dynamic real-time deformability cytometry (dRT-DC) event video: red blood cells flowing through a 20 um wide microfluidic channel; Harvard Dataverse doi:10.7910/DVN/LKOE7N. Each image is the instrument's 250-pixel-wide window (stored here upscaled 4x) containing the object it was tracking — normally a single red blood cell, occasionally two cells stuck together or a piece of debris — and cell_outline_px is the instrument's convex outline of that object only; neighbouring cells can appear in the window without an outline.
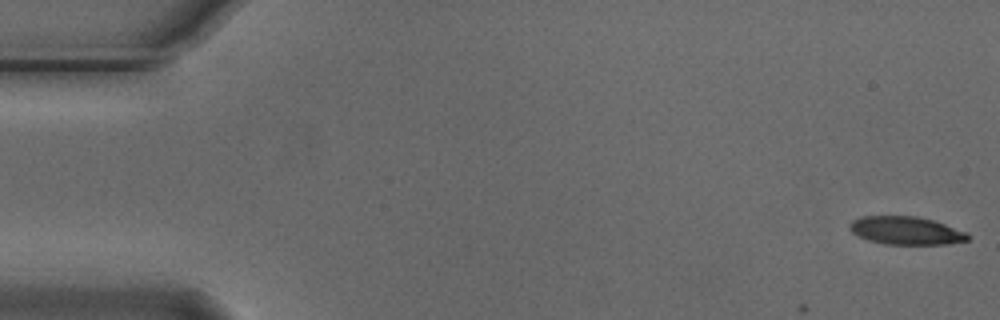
{"species": "Egyptian fruit bat (a non-hibernating species)", "species_latin": "Rousettus aegyptiacus", "temperature_condition": "cold", "stored_images_in_passage": 18, "camera_frame_rate_fps": 3000, "um_per_image_px": 0.085, "animal": {"sex": "male"}, "frame": {"image": 1, "passage_image": 1, "time_ms": 0.0, "image_size_px": [1000, 320], "cell_outline_px": [[972, 236], [968, 240], [948, 244], [884, 244], [868, 240], [852, 232], [848, 228], [848, 224], [852, 220], [860, 216], [916, 216], [932, 220], [968, 232]], "centroid_in_image_um": [77.01, 19.6], "position_along_channel_um": 8.0, "area_um2": 19.42}}
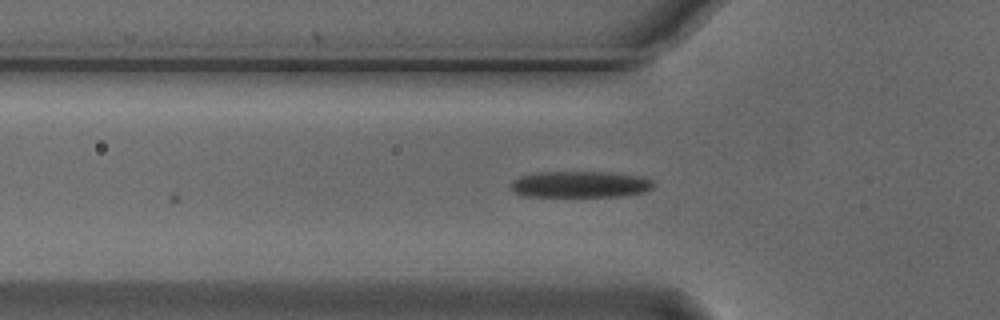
{"frame": {"image": 2, "passage_image": 18, "time_ms": 5.667, "image_size_px": [1000, 320], "cell_outline_px": [[652, 188], [644, 192], [620, 196], [524, 196], [512, 192], [508, 188], [508, 184], [512, 180], [520, 176], [536, 172], [612, 172], [640, 176], [652, 180]], "centroid_in_image_um": [49.22, 15.66], "position_along_channel_um": 76.6, "area_um2": 22.14}}